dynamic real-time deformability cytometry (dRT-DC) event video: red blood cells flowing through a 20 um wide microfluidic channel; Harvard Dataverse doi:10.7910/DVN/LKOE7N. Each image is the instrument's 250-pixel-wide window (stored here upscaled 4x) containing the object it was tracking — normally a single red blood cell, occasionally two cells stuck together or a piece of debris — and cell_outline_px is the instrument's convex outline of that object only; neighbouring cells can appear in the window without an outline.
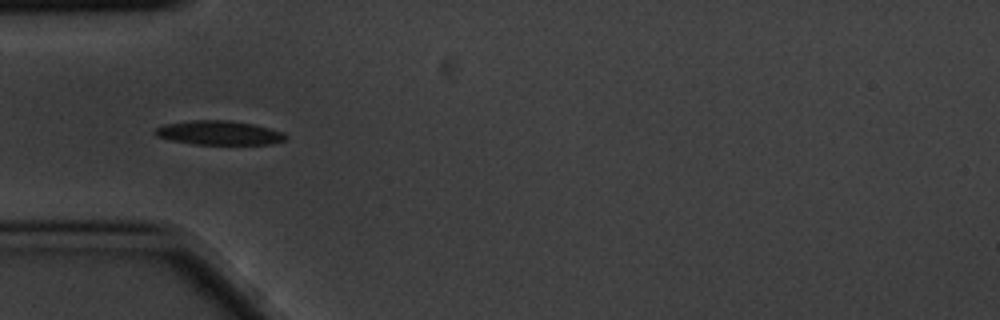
{"species": "common noctule bat (a hibernating species)", "species_latin": "Nyctalus noctula", "temperature_condition": "cold", "stored_images_in_passage": 6, "camera_frame_rate_fps": 3000, "um_per_image_px": 0.085, "animal": {"sex": "male", "body_mass_g": 20.1, "forearm_length_mm": 53.5}, "frame": {"image": 1, "passage_image": 6, "time_ms": 1.667, "image_size_px": [1000, 320], "cell_outline_px": [[288, 136], [284, 140], [272, 144], [192, 144], [172, 140], [156, 136], [152, 132], [156, 128], [164, 124], [192, 120], [228, 120], [252, 124], [284, 132]], "centroid_in_image_um": [18.6, 11.29], "position_along_channel_um": 66.4, "area_um2": 18.32}}